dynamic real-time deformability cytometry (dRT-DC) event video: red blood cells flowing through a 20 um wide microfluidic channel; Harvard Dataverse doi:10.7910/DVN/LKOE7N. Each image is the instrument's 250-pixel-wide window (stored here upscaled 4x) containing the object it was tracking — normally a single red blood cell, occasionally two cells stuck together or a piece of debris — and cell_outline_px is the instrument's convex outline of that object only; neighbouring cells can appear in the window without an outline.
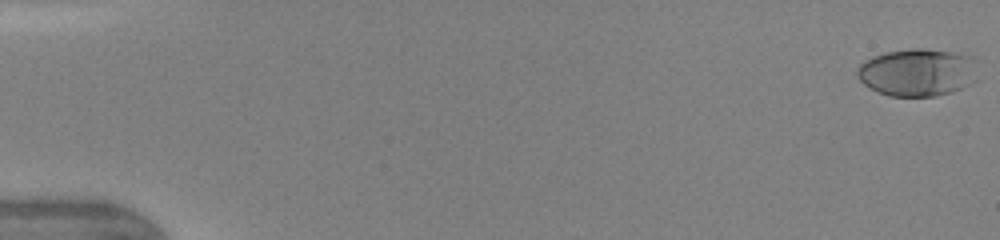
{"species": "human", "species_latin": "Homo sapiens", "temperature_condition": "warm", "stored_images_in_passage": 25, "camera_frame_rate_fps": 3000, "um_per_image_px": 0.085, "donor": {"sex": "female"}, "frame": {"image": 1, "passage_image": 1, "time_ms": 0.0, "image_size_px": [1000, 240], "cell_outline_px": [[980, 80], [952, 92], [936, 96], [888, 96], [864, 84], [856, 76], [856, 72], [860, 64], [864, 60], [872, 56], [884, 52], [912, 48], [924, 48], [952, 52], [972, 56], [976, 60]], "centroid_in_image_um": [78.05, 6.14], "position_along_channel_um": 7.0, "area_um2": 34.1}}
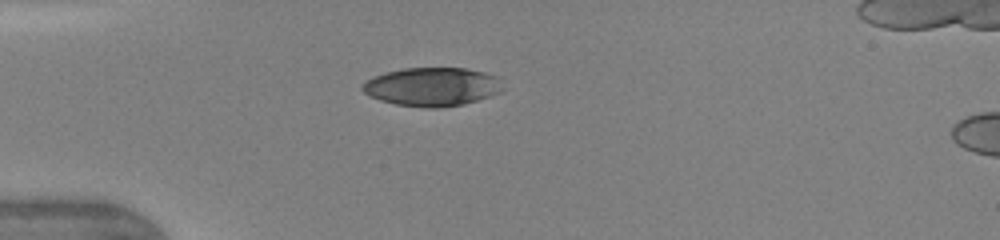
{"frame": {"image": 2, "passage_image": 20, "time_ms": 4.333, "image_size_px": [1000, 240], "cell_outline_px": [[504, 88], [500, 92], [464, 104], [436, 108], [424, 108], [396, 104], [380, 100], [368, 96], [360, 88], [368, 80], [376, 76], [388, 72], [404, 68], [464, 68], [484, 72], [500, 76]], "centroid_in_image_um": [36.77, 7.37], "position_along_channel_um": 48.2, "area_um2": 31.56}}